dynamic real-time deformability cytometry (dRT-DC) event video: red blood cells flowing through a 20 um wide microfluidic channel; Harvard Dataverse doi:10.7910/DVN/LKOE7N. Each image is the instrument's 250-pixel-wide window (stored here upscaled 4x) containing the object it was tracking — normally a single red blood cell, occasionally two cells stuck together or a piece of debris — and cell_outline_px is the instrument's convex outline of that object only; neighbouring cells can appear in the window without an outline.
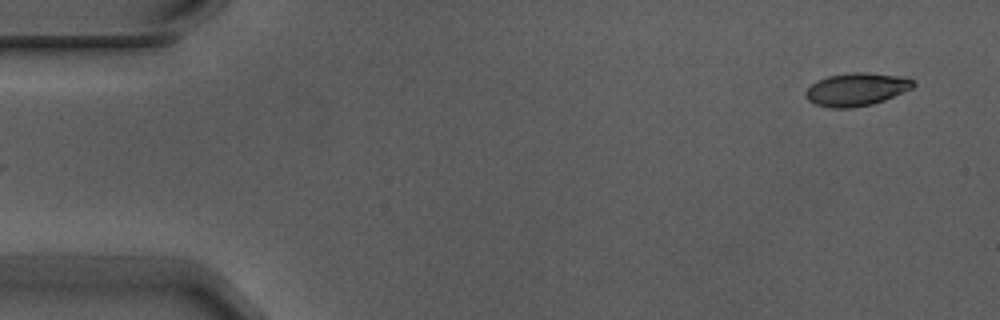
{"species": "Egyptian fruit bat (a non-hibernating species)", "species_latin": "Rousettus aegyptiacus", "temperature_condition": "warm", "stored_images_in_passage": 4, "camera_frame_rate_fps": 3000, "um_per_image_px": 0.085, "animal": {"sex": "male"}, "frame": {"image": 1, "passage_image": 1, "time_ms": 0.0, "image_size_px": [1000, 320], "cell_outline_px": [[916, 84], [912, 88], [884, 100], [872, 104], [852, 108], [832, 108], [816, 104], [808, 100], [804, 96], [804, 92], [816, 80], [828, 76], [852, 72], [868, 72], [896, 76], [916, 80]], "centroid_in_image_um": [72.77, 7.59], "position_along_channel_um": 12.2, "area_um2": 20.63}}
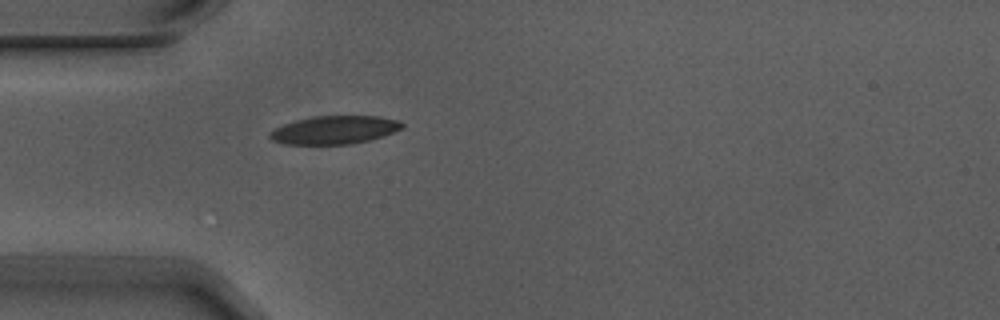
{"frame": {"image": 2, "passage_image": 4, "time_ms": 1.0, "image_size_px": [1000, 320], "cell_outline_px": [[404, 124], [400, 128], [384, 136], [352, 144], [284, 144], [272, 140], [268, 136], [268, 132], [284, 124], [296, 120], [312, 116], [376, 116], [396, 120]], "centroid_in_image_um": [28.37, 11.05], "position_along_channel_um": 56.6, "area_um2": 21.56}}